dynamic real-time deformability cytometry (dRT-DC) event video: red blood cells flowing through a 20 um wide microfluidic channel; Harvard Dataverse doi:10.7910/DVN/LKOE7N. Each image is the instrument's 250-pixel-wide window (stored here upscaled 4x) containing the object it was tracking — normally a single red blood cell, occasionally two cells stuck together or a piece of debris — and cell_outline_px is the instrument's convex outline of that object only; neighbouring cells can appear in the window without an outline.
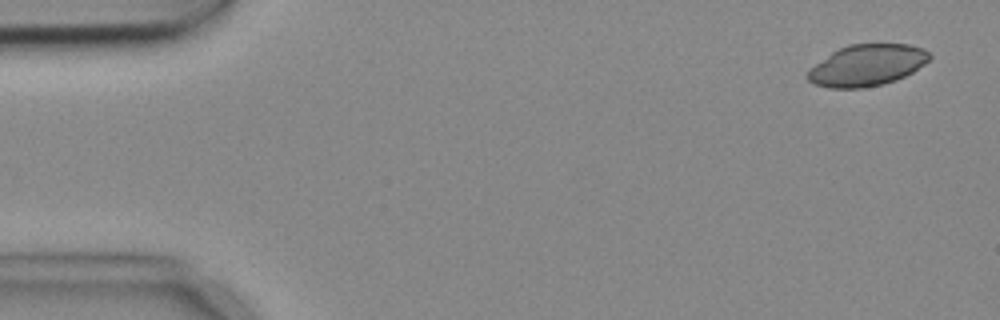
{"species": "common noctule bat (a hibernating species)", "species_latin": "Nyctalus noctula", "temperature_condition": "cold", "stored_images_in_passage": 4, "camera_frame_rate_fps": 3000, "um_per_image_px": 0.085, "animal": {"sex": "female", "body_mass_g": 18.4}, "frame": {"image": 1, "passage_image": 1, "time_ms": 0.0, "image_size_px": [1000, 320], "cell_outline_px": [[932, 56], [924, 64], [912, 72], [896, 80], [880, 84], [860, 88], [828, 88], [812, 84], [804, 76], [808, 68], [832, 52], [848, 44], [908, 44], [924, 48]], "centroid_in_image_um": [73.64, 5.55], "position_along_channel_um": 11.4, "area_um2": 29.54}}